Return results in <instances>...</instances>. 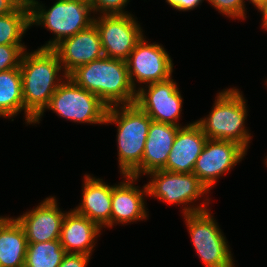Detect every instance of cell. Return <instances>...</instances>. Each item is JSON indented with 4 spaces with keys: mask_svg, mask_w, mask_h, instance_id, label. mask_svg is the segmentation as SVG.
<instances>
[{
    "mask_svg": "<svg viewBox=\"0 0 267 267\" xmlns=\"http://www.w3.org/2000/svg\"><path fill=\"white\" fill-rule=\"evenodd\" d=\"M61 69L62 64L53 49L38 48L31 53L24 52L20 72L27 124L40 123L52 95L63 82L58 74Z\"/></svg>",
    "mask_w": 267,
    "mask_h": 267,
    "instance_id": "cell-1",
    "label": "cell"
},
{
    "mask_svg": "<svg viewBox=\"0 0 267 267\" xmlns=\"http://www.w3.org/2000/svg\"><path fill=\"white\" fill-rule=\"evenodd\" d=\"M69 77L108 108L136 101L137 90L131 84L126 61L103 56L78 67Z\"/></svg>",
    "mask_w": 267,
    "mask_h": 267,
    "instance_id": "cell-2",
    "label": "cell"
},
{
    "mask_svg": "<svg viewBox=\"0 0 267 267\" xmlns=\"http://www.w3.org/2000/svg\"><path fill=\"white\" fill-rule=\"evenodd\" d=\"M151 121L136 103L107 109L105 124L117 125L118 163L122 176L139 178Z\"/></svg>",
    "mask_w": 267,
    "mask_h": 267,
    "instance_id": "cell-3",
    "label": "cell"
},
{
    "mask_svg": "<svg viewBox=\"0 0 267 267\" xmlns=\"http://www.w3.org/2000/svg\"><path fill=\"white\" fill-rule=\"evenodd\" d=\"M246 117V100L242 93L229 88L217 94L209 115L195 122L207 138L233 141L247 151L251 134L244 124Z\"/></svg>",
    "mask_w": 267,
    "mask_h": 267,
    "instance_id": "cell-4",
    "label": "cell"
},
{
    "mask_svg": "<svg viewBox=\"0 0 267 267\" xmlns=\"http://www.w3.org/2000/svg\"><path fill=\"white\" fill-rule=\"evenodd\" d=\"M30 7V26L43 25L55 37L40 48L53 49L62 40L87 29L94 23L92 7L77 0H57L46 10L37 0H27Z\"/></svg>",
    "mask_w": 267,
    "mask_h": 267,
    "instance_id": "cell-5",
    "label": "cell"
},
{
    "mask_svg": "<svg viewBox=\"0 0 267 267\" xmlns=\"http://www.w3.org/2000/svg\"><path fill=\"white\" fill-rule=\"evenodd\" d=\"M52 95L48 106L60 117L77 123L105 124L108 107L97 95L78 86L69 76Z\"/></svg>",
    "mask_w": 267,
    "mask_h": 267,
    "instance_id": "cell-6",
    "label": "cell"
},
{
    "mask_svg": "<svg viewBox=\"0 0 267 267\" xmlns=\"http://www.w3.org/2000/svg\"><path fill=\"white\" fill-rule=\"evenodd\" d=\"M150 175L151 181L146 184L148 196H152L168 204L188 205L183 208L184 215L209 210L206 203L193 207L190 205L198 200L204 193H208L207 187L193 173H174L165 170L153 171Z\"/></svg>",
    "mask_w": 267,
    "mask_h": 267,
    "instance_id": "cell-7",
    "label": "cell"
},
{
    "mask_svg": "<svg viewBox=\"0 0 267 267\" xmlns=\"http://www.w3.org/2000/svg\"><path fill=\"white\" fill-rule=\"evenodd\" d=\"M209 210L183 215L197 255L206 267H234L228 241Z\"/></svg>",
    "mask_w": 267,
    "mask_h": 267,
    "instance_id": "cell-8",
    "label": "cell"
},
{
    "mask_svg": "<svg viewBox=\"0 0 267 267\" xmlns=\"http://www.w3.org/2000/svg\"><path fill=\"white\" fill-rule=\"evenodd\" d=\"M132 16L130 13L101 14L94 18L106 57L126 61L142 39V28Z\"/></svg>",
    "mask_w": 267,
    "mask_h": 267,
    "instance_id": "cell-9",
    "label": "cell"
},
{
    "mask_svg": "<svg viewBox=\"0 0 267 267\" xmlns=\"http://www.w3.org/2000/svg\"><path fill=\"white\" fill-rule=\"evenodd\" d=\"M132 86L161 82L172 77L173 62L162 45L147 43L144 36L126 60Z\"/></svg>",
    "mask_w": 267,
    "mask_h": 267,
    "instance_id": "cell-10",
    "label": "cell"
},
{
    "mask_svg": "<svg viewBox=\"0 0 267 267\" xmlns=\"http://www.w3.org/2000/svg\"><path fill=\"white\" fill-rule=\"evenodd\" d=\"M137 88L135 103L156 122L169 123L181 127L179 121L183 99L177 83L170 77Z\"/></svg>",
    "mask_w": 267,
    "mask_h": 267,
    "instance_id": "cell-11",
    "label": "cell"
},
{
    "mask_svg": "<svg viewBox=\"0 0 267 267\" xmlns=\"http://www.w3.org/2000/svg\"><path fill=\"white\" fill-rule=\"evenodd\" d=\"M246 152L236 142L208 138L196 160L193 174L210 191L217 179L235 167L247 154Z\"/></svg>",
    "mask_w": 267,
    "mask_h": 267,
    "instance_id": "cell-12",
    "label": "cell"
},
{
    "mask_svg": "<svg viewBox=\"0 0 267 267\" xmlns=\"http://www.w3.org/2000/svg\"><path fill=\"white\" fill-rule=\"evenodd\" d=\"M53 50L62 64L64 76H69L78 67L105 56L100 34L94 23L62 40Z\"/></svg>",
    "mask_w": 267,
    "mask_h": 267,
    "instance_id": "cell-13",
    "label": "cell"
},
{
    "mask_svg": "<svg viewBox=\"0 0 267 267\" xmlns=\"http://www.w3.org/2000/svg\"><path fill=\"white\" fill-rule=\"evenodd\" d=\"M65 215L55 197L50 196L16 220L24 228L28 243H39L59 240Z\"/></svg>",
    "mask_w": 267,
    "mask_h": 267,
    "instance_id": "cell-14",
    "label": "cell"
},
{
    "mask_svg": "<svg viewBox=\"0 0 267 267\" xmlns=\"http://www.w3.org/2000/svg\"><path fill=\"white\" fill-rule=\"evenodd\" d=\"M207 139L196 122L180 127L163 170L174 173H193L196 160Z\"/></svg>",
    "mask_w": 267,
    "mask_h": 267,
    "instance_id": "cell-15",
    "label": "cell"
},
{
    "mask_svg": "<svg viewBox=\"0 0 267 267\" xmlns=\"http://www.w3.org/2000/svg\"><path fill=\"white\" fill-rule=\"evenodd\" d=\"M124 177L125 181L112 185L111 227L114 223L128 224L148 217L144 202V197L148 195L146 185L143 190L139 189L134 186L138 178L128 175Z\"/></svg>",
    "mask_w": 267,
    "mask_h": 267,
    "instance_id": "cell-16",
    "label": "cell"
},
{
    "mask_svg": "<svg viewBox=\"0 0 267 267\" xmlns=\"http://www.w3.org/2000/svg\"><path fill=\"white\" fill-rule=\"evenodd\" d=\"M83 186L82 203L74 211L100 228L111 227L112 186L87 174Z\"/></svg>",
    "mask_w": 267,
    "mask_h": 267,
    "instance_id": "cell-17",
    "label": "cell"
},
{
    "mask_svg": "<svg viewBox=\"0 0 267 267\" xmlns=\"http://www.w3.org/2000/svg\"><path fill=\"white\" fill-rule=\"evenodd\" d=\"M179 128L173 124L151 121L140 163V176L141 173L147 175L165 168Z\"/></svg>",
    "mask_w": 267,
    "mask_h": 267,
    "instance_id": "cell-18",
    "label": "cell"
},
{
    "mask_svg": "<svg viewBox=\"0 0 267 267\" xmlns=\"http://www.w3.org/2000/svg\"><path fill=\"white\" fill-rule=\"evenodd\" d=\"M101 230L97 224L71 209L64 217L59 241L66 253L91 256L96 245L94 240Z\"/></svg>",
    "mask_w": 267,
    "mask_h": 267,
    "instance_id": "cell-19",
    "label": "cell"
},
{
    "mask_svg": "<svg viewBox=\"0 0 267 267\" xmlns=\"http://www.w3.org/2000/svg\"><path fill=\"white\" fill-rule=\"evenodd\" d=\"M28 241L16 218H10L0 229V267H24Z\"/></svg>",
    "mask_w": 267,
    "mask_h": 267,
    "instance_id": "cell-20",
    "label": "cell"
},
{
    "mask_svg": "<svg viewBox=\"0 0 267 267\" xmlns=\"http://www.w3.org/2000/svg\"><path fill=\"white\" fill-rule=\"evenodd\" d=\"M24 111L22 77L19 68L0 73V117L11 118Z\"/></svg>",
    "mask_w": 267,
    "mask_h": 267,
    "instance_id": "cell-21",
    "label": "cell"
},
{
    "mask_svg": "<svg viewBox=\"0 0 267 267\" xmlns=\"http://www.w3.org/2000/svg\"><path fill=\"white\" fill-rule=\"evenodd\" d=\"M30 26V7L24 0L13 12L0 16V45H24L22 36Z\"/></svg>",
    "mask_w": 267,
    "mask_h": 267,
    "instance_id": "cell-22",
    "label": "cell"
},
{
    "mask_svg": "<svg viewBox=\"0 0 267 267\" xmlns=\"http://www.w3.org/2000/svg\"><path fill=\"white\" fill-rule=\"evenodd\" d=\"M65 254L59 240L28 243L24 267H59Z\"/></svg>",
    "mask_w": 267,
    "mask_h": 267,
    "instance_id": "cell-23",
    "label": "cell"
},
{
    "mask_svg": "<svg viewBox=\"0 0 267 267\" xmlns=\"http://www.w3.org/2000/svg\"><path fill=\"white\" fill-rule=\"evenodd\" d=\"M25 51V45H0V73L19 68Z\"/></svg>",
    "mask_w": 267,
    "mask_h": 267,
    "instance_id": "cell-24",
    "label": "cell"
},
{
    "mask_svg": "<svg viewBox=\"0 0 267 267\" xmlns=\"http://www.w3.org/2000/svg\"><path fill=\"white\" fill-rule=\"evenodd\" d=\"M218 12L234 19H245V0H208Z\"/></svg>",
    "mask_w": 267,
    "mask_h": 267,
    "instance_id": "cell-25",
    "label": "cell"
},
{
    "mask_svg": "<svg viewBox=\"0 0 267 267\" xmlns=\"http://www.w3.org/2000/svg\"><path fill=\"white\" fill-rule=\"evenodd\" d=\"M128 2L129 0H90V5L95 14L96 12L103 15L127 14L124 8Z\"/></svg>",
    "mask_w": 267,
    "mask_h": 267,
    "instance_id": "cell-26",
    "label": "cell"
},
{
    "mask_svg": "<svg viewBox=\"0 0 267 267\" xmlns=\"http://www.w3.org/2000/svg\"><path fill=\"white\" fill-rule=\"evenodd\" d=\"M90 256L81 253H66L59 267H86Z\"/></svg>",
    "mask_w": 267,
    "mask_h": 267,
    "instance_id": "cell-27",
    "label": "cell"
},
{
    "mask_svg": "<svg viewBox=\"0 0 267 267\" xmlns=\"http://www.w3.org/2000/svg\"><path fill=\"white\" fill-rule=\"evenodd\" d=\"M203 0H166V2L173 8L179 11L193 10L198 5H201Z\"/></svg>",
    "mask_w": 267,
    "mask_h": 267,
    "instance_id": "cell-28",
    "label": "cell"
},
{
    "mask_svg": "<svg viewBox=\"0 0 267 267\" xmlns=\"http://www.w3.org/2000/svg\"><path fill=\"white\" fill-rule=\"evenodd\" d=\"M24 0H0V16L13 12Z\"/></svg>",
    "mask_w": 267,
    "mask_h": 267,
    "instance_id": "cell-29",
    "label": "cell"
},
{
    "mask_svg": "<svg viewBox=\"0 0 267 267\" xmlns=\"http://www.w3.org/2000/svg\"><path fill=\"white\" fill-rule=\"evenodd\" d=\"M262 14V27L267 23V1L266 3L259 9Z\"/></svg>",
    "mask_w": 267,
    "mask_h": 267,
    "instance_id": "cell-30",
    "label": "cell"
},
{
    "mask_svg": "<svg viewBox=\"0 0 267 267\" xmlns=\"http://www.w3.org/2000/svg\"><path fill=\"white\" fill-rule=\"evenodd\" d=\"M249 1V0H248ZM267 0H250V2L259 10Z\"/></svg>",
    "mask_w": 267,
    "mask_h": 267,
    "instance_id": "cell-31",
    "label": "cell"
},
{
    "mask_svg": "<svg viewBox=\"0 0 267 267\" xmlns=\"http://www.w3.org/2000/svg\"><path fill=\"white\" fill-rule=\"evenodd\" d=\"M9 217H3L0 216V229L3 227V225L9 220Z\"/></svg>",
    "mask_w": 267,
    "mask_h": 267,
    "instance_id": "cell-32",
    "label": "cell"
},
{
    "mask_svg": "<svg viewBox=\"0 0 267 267\" xmlns=\"http://www.w3.org/2000/svg\"><path fill=\"white\" fill-rule=\"evenodd\" d=\"M77 1H81V2H84V3H89L90 4V0H77Z\"/></svg>",
    "mask_w": 267,
    "mask_h": 267,
    "instance_id": "cell-33",
    "label": "cell"
},
{
    "mask_svg": "<svg viewBox=\"0 0 267 267\" xmlns=\"http://www.w3.org/2000/svg\"><path fill=\"white\" fill-rule=\"evenodd\" d=\"M263 28H264L265 30H267V23L263 26Z\"/></svg>",
    "mask_w": 267,
    "mask_h": 267,
    "instance_id": "cell-34",
    "label": "cell"
}]
</instances>
